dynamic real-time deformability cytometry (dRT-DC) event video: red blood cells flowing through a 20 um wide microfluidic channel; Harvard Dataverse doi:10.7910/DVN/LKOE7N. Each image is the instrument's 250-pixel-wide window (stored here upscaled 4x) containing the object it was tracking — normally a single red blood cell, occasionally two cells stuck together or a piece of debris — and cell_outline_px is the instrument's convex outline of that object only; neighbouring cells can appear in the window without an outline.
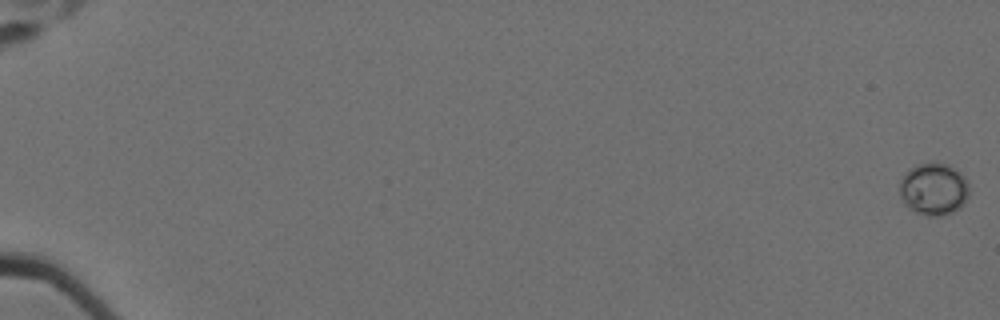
{"species": "Egyptian fruit bat (a non-hibernating species)", "species_latin": "Rousettus aegyptiacus", "temperature_condition": "cold", "stored_images_in_passage": 14, "camera_frame_rate_fps": 3000, "um_per_image_px": 0.085, "animal": {"sex": "female"}, "frame": {"image": 1, "passage_image": 1, "time_ms": 0.0, "image_size_px": [1000, 320], "cell_outline_px": [[968, 196], [964, 204], [960, 208], [952, 212], [940, 216], [928, 216], [916, 212], [904, 204], [900, 196], [900, 180], [904, 172], [908, 168], [916, 164], [928, 160], [936, 160], [948, 164], [960, 172], [964, 176], [968, 184]], "centroid_in_image_um": [79.34, 16.02], "position_along_channel_um": 5.7, "area_um2": 21.79}}